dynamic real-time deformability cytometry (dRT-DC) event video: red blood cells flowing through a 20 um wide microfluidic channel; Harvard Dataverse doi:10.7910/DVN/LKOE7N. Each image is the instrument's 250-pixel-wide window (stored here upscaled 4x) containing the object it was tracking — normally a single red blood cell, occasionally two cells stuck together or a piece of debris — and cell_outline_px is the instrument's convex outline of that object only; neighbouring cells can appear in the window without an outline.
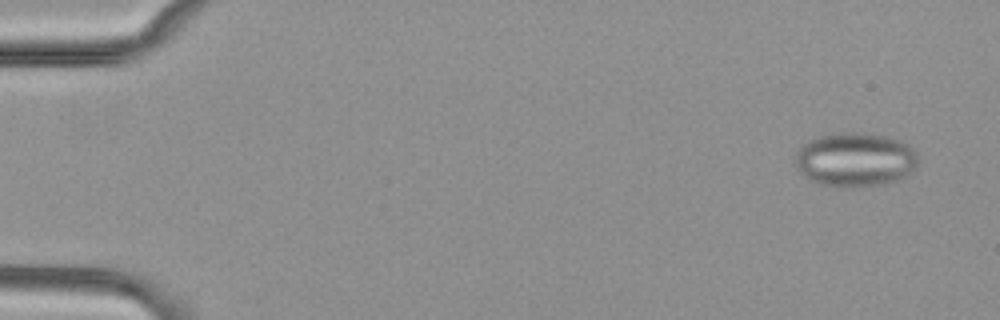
{"species": "common noctule bat (a hibernating species)", "species_latin": "Nyctalus noctula", "temperature_condition": "cold", "stored_images_in_passage": 51, "segment_of_instrument_passage": [1, 2], "camera_frame_rate_fps": 3000, "um_per_image_px": 0.085, "animal": {"sex": "female", "body_mass_g": 29.2, "forearm_length_mm": 56.3}, "frame": {"image": 1, "passage_image": 3, "time_ms": 0.667, "image_size_px": [1000, 320], "cell_outline_px": [[916, 168], [908, 176], [900, 180], [884, 184], [852, 188], [840, 188], [820, 184], [812, 180], [800, 172], [796, 168], [796, 152], [804, 144], [820, 136], [844, 132], [852, 132], [884, 136], [900, 140], [912, 148], [916, 152]], "centroid_in_image_um": [72.71, 13.6], "position_along_channel_um": 12.3, "area_um2": 38.78}}